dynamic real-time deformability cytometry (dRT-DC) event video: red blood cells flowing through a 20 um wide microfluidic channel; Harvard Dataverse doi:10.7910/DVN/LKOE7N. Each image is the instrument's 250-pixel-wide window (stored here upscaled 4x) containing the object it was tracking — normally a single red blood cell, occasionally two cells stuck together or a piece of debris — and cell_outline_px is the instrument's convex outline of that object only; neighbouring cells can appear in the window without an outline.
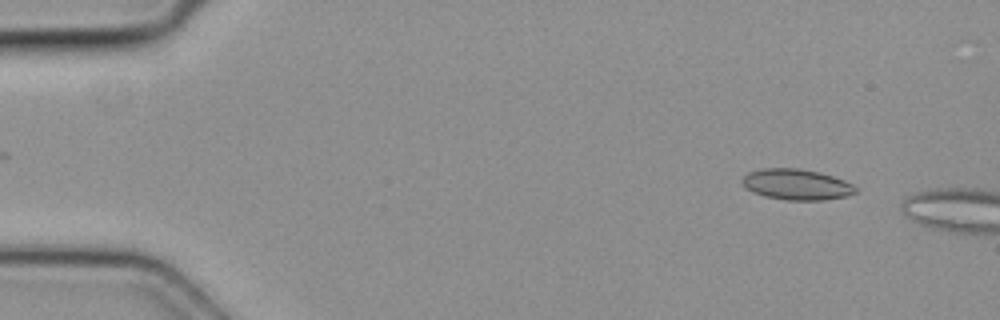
{"species": "common noctule bat (a hibernating species)", "species_latin": "Nyctalus noctula", "temperature_condition": "cold", "stored_images_in_passage": 3, "camera_frame_rate_fps": 3000, "um_per_image_px": 0.085, "animal": {"sex": "female", "body_mass_g": 19.3, "forearm_length_mm": 54.1}, "frame": {"image": 1, "passage_image": 2, "time_ms": 0.333, "image_size_px": [1000, 320], "cell_outline_px": [[860, 188], [856, 192], [848, 196], [824, 200], [788, 200], [764, 196], [752, 192], [740, 180], [748, 172], [764, 168], [800, 168], [820, 172], [844, 180]], "centroid_in_image_um": [67.74, 15.68], "position_along_channel_um": 17.3, "area_um2": 20.46}}